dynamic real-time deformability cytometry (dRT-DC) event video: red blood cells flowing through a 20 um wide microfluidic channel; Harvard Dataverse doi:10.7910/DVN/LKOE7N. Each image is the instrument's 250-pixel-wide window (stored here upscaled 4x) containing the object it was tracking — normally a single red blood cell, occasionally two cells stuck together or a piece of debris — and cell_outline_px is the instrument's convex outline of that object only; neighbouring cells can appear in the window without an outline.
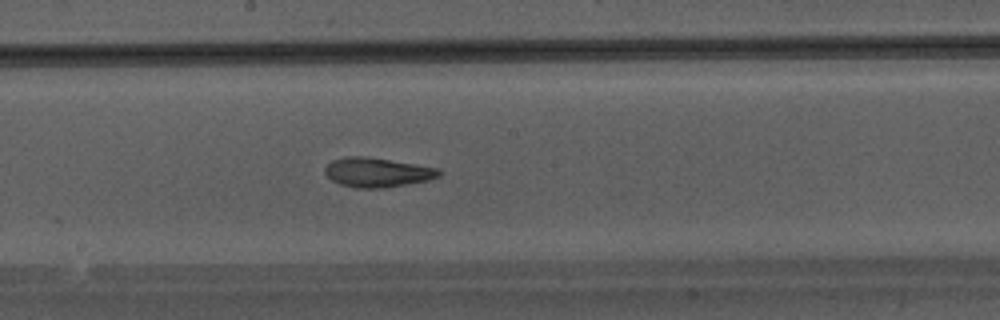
{"species": "Egyptian fruit bat (a non-hibernating species)", "species_latin": "Rousettus aegyptiacus", "temperature_condition": "warm", "stored_images_in_passage": 34, "camera_frame_rate_fps": 3000, "um_per_image_px": 0.085, "animal": {"sex": "male"}, "frame": {"image": 1, "passage_image": 19, "time_ms": 6.0, "image_size_px": [1000, 320], "cell_outline_px": [[444, 172], [440, 176], [428, 180], [384, 188], [356, 188], [340, 184], [332, 180], [324, 172], [324, 168], [332, 160], [348, 156], [364, 156], [440, 168]], "centroid_in_image_um": [32.09, 14.65], "position_along_channel_um": 216.1, "area_um2": 19.54}}